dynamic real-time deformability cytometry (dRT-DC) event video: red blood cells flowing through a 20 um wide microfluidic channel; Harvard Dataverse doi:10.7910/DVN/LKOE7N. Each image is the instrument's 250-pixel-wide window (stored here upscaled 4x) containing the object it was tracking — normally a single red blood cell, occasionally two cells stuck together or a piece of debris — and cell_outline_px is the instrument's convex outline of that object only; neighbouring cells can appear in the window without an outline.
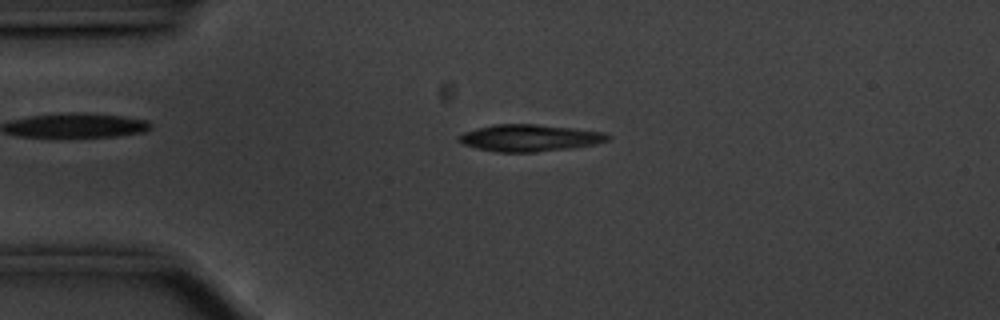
{"species": "common noctule bat (a hibernating species)", "species_latin": "Nyctalus noctula", "temperature_condition": "cold", "stored_images_in_passage": 54, "camera_frame_rate_fps": 3000, "um_per_image_px": 0.085, "animal": {"sex": "male", "body_mass_g": 20.1, "forearm_length_mm": 53.5}, "frame": {"image": 1, "passage_image": 11, "time_ms": 3.333, "image_size_px": [1000, 320], "cell_outline_px": [[612, 136], [608, 140], [596, 144], [572, 148], [536, 152], [496, 152], [476, 148], [460, 144], [456, 140], [456, 136], [464, 132], [496, 124], [536, 124], [572, 128], [604, 132]], "centroid_in_image_um": [44.99, 11.73], "position_along_channel_um": 40.0, "area_um2": 23.47}}
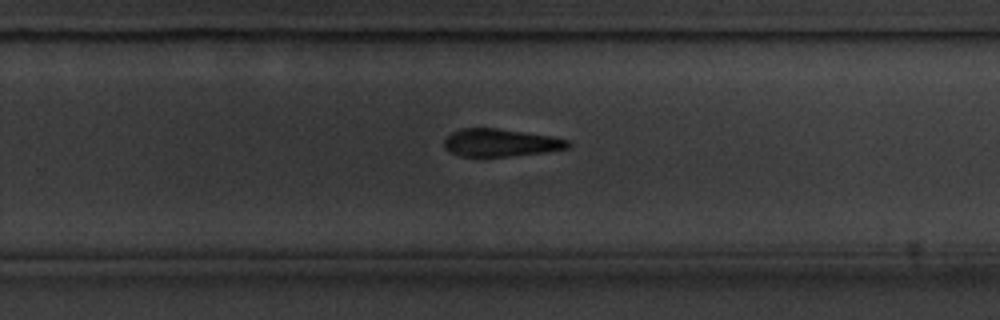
{"frame": {"image": 2, "passage_image": 34, "time_ms": 11.0, "image_size_px": [1000, 320], "cell_outline_px": [[572, 144], [568, 148], [544, 152], [512, 156], [460, 156], [448, 152], [444, 148], [444, 140], [452, 132], [460, 128], [496, 128], [552, 136], [568, 140]], "centroid_in_image_um": [42.53, 12.13], "position_along_channel_um": 287.3, "area_um2": 20.0}}
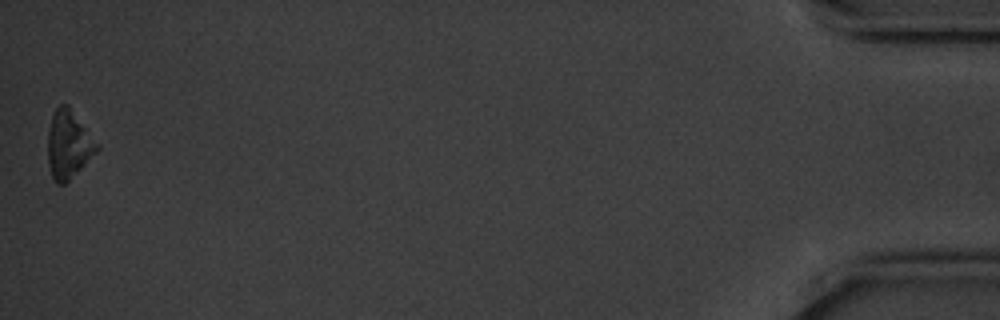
{"frame": {"image": 3, "passage_image": 54, "time_ms": 17.667, "image_size_px": [1000, 320], "cell_outline_px": [[100, 148], [64, 184], [56, 184], [52, 176], [48, 164], [48, 132], [52, 116], [56, 108], [60, 104], [68, 104]], "centroid_in_image_um": [5.79, 12.28], "position_along_channel_um": 429.4, "area_um2": 18.9}, "authors_computed_cell_mechanics": {"area_um2": 21.6461, "velocity_mm_per_s": 3.5395, "shape_relaxation_time_tau1_ms": 2.2494, "shape_relaxation_time_tau2_ms": 7.4245, "deformation_change_tau1": 0.1224, "deformation_change_tau2": 0.1366}}